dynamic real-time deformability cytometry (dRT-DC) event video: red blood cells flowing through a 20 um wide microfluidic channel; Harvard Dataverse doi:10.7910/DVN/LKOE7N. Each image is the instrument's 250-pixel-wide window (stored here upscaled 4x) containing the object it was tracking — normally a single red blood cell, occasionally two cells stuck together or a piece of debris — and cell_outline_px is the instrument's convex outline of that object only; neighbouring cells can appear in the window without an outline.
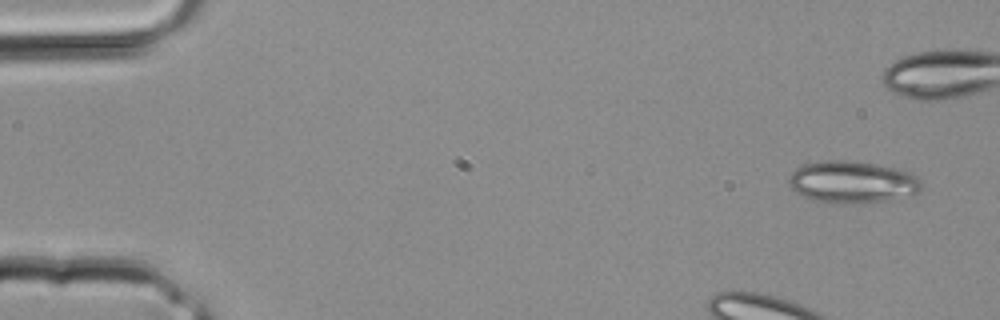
{"species": "common noctule bat (a hibernating species)", "species_latin": "Nyctalus noctula", "temperature_condition": "room temperature", "stored_images_in_passage": 5, "camera_frame_rate_fps": 3000, "um_per_image_px": 0.085, "animal": {"sex": "male", "body_mass_g": 20.4}, "frame": {"image": 1, "passage_image": 1, "time_ms": 0.0, "image_size_px": [1000, 320], "cell_outline_px": [[920, 188], [912, 196], [888, 200], [852, 204], [844, 204], [812, 200], [796, 192], [788, 184], [788, 176], [796, 168], [804, 164], [820, 160], [844, 160], [876, 164], [896, 168], [908, 172], [916, 176], [920, 180]], "centroid_in_image_um": [72.41, 15.47], "position_along_channel_um": 12.6, "area_um2": 32.6}}